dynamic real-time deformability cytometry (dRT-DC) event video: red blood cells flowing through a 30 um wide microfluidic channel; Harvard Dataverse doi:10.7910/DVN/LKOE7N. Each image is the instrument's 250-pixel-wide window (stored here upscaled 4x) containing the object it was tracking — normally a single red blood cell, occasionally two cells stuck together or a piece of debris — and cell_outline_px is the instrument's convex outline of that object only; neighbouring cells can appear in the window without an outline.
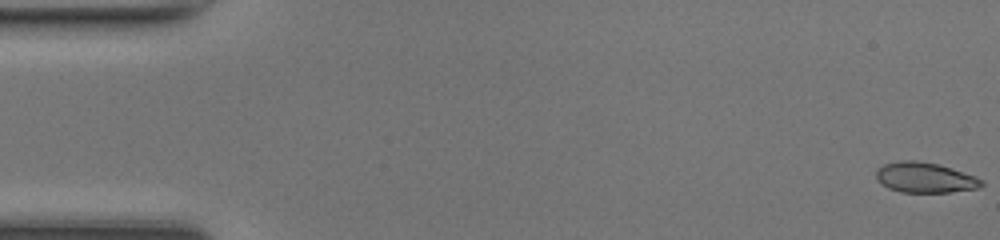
{"species": "common noctule bat (a hibernating species)", "species_latin": "Nyctalus noctula", "temperature_condition": "room temperature", "stored_images_in_passage": 48, "camera_frame_rate_fps": 3000, "um_per_image_px": 0.085, "animal": {"sex": "female", "body_mass_g": 17.0, "forearm_length_mm": 48.0}, "frame": {"image": 1, "passage_image": 1, "time_ms": 0.0, "image_size_px": [1000, 240], "cell_outline_px": [[984, 184], [980, 188], [948, 192], [900, 192], [888, 188], [880, 184], [876, 180], [876, 168], [884, 164], [900, 160], [916, 160], [936, 164], [952, 168], [976, 176], [984, 180]], "centroid_in_image_um": [78.61, 15.09], "position_along_channel_um": 6.4, "area_um2": 18.84}}
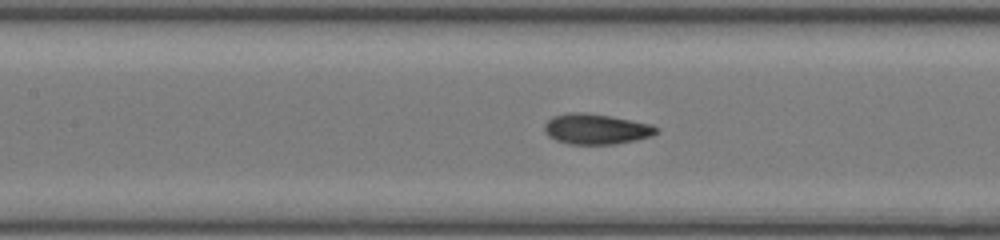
{"frame": {"image": 2, "passage_image": 22, "time_ms": 7.0, "image_size_px": [1000, 240], "cell_outline_px": [[660, 132], [652, 136], [636, 140], [616, 144], [568, 144], [556, 140], [548, 136], [544, 132], [544, 124], [552, 116], [568, 112], [584, 112], [608, 116], [652, 124], [660, 128]], "centroid_in_image_um": [50.68, 10.97], "position_along_channel_um": 156.7, "area_um2": 20.06}}
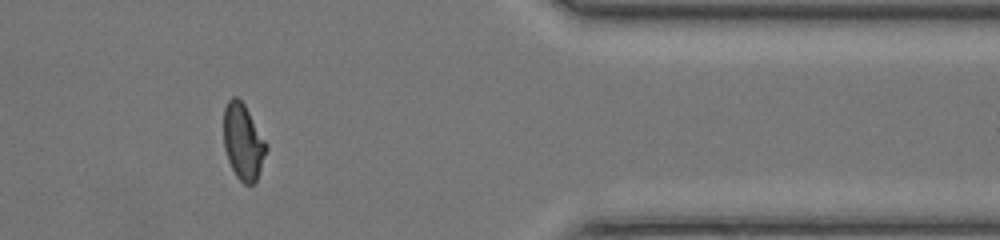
{"frame": {"image": 3, "passage_image": 40, "time_ms": 13.0, "image_size_px": [1000, 240], "cell_outline_px": [[268, 148], [256, 180], [252, 184], [244, 184], [236, 176], [228, 160], [224, 148], [224, 108], [228, 100], [232, 96], [236, 96], [244, 104], [268, 144]], "centroid_in_image_um": [20.67, 12.04], "position_along_channel_um": 390.7, "area_um2": 18.79}}